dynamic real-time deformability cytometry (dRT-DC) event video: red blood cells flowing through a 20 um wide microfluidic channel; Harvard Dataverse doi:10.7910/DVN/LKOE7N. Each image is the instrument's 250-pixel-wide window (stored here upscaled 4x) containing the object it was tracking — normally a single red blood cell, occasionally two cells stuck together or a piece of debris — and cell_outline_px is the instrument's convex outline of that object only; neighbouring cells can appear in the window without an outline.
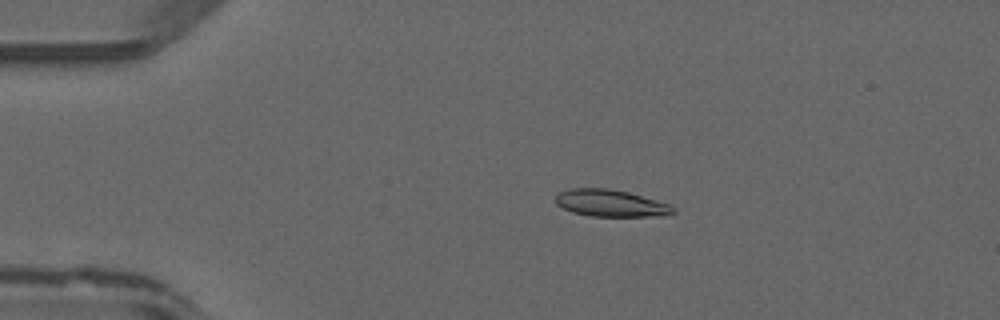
{"species": "common noctule bat (a hibernating species)", "species_latin": "Nyctalus noctula", "temperature_condition": "warm", "stored_images_in_passage": 46, "camera_frame_rate_fps": 3000, "um_per_image_px": 0.085, "animal": {"sex": "male", "forearm_length_mm": 52.5}, "frame": {"image": 1, "passage_image": 9, "time_ms": 2.667, "image_size_px": [1000, 320], "cell_outline_px": [[676, 212], [668, 216], [588, 216], [572, 212], [556, 204], [556, 196], [560, 192], [568, 188], [612, 188], [628, 192], [668, 204], [676, 208]], "centroid_in_image_um": [51.92, 17.27], "position_along_channel_um": 33.1, "area_um2": 18.55}}
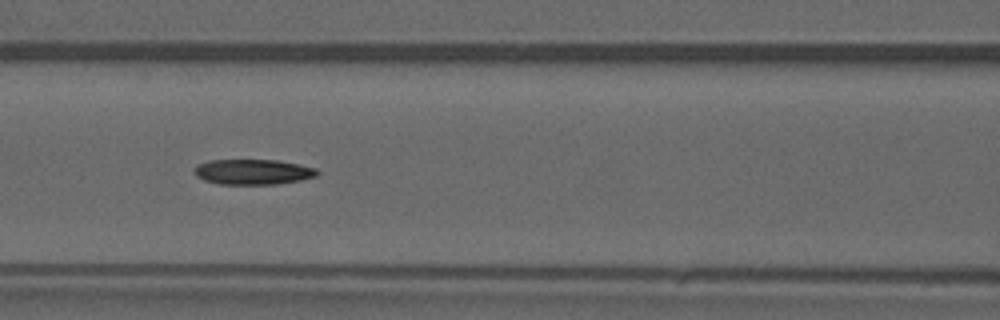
{"frame": {"image": 2, "passage_image": 20, "time_ms": 6.333, "image_size_px": [1000, 320], "cell_outline_px": [[320, 172], [316, 176], [300, 180], [276, 184], [220, 184], [204, 180], [196, 176], [192, 172], [192, 168], [196, 164], [208, 160], [276, 160], [300, 164], [316, 168]], "centroid_in_image_um": [21.46, 14.6], "position_along_channel_um": 145.1, "area_um2": 18.32}}
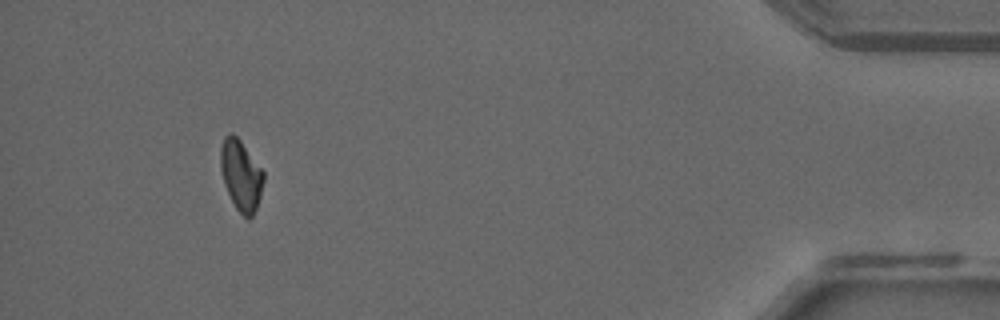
{"frame": {"image": 3, "passage_image": 43, "time_ms": 14.0, "image_size_px": [1000, 320], "cell_outline_px": [[264, 180], [260, 196], [256, 208], [252, 216], [248, 220], [236, 208], [224, 184], [220, 168], [220, 148], [224, 136], [232, 132], [240, 140], [264, 172]], "centroid_in_image_um": [20.47, 14.88], "position_along_channel_um": 414.7, "area_um2": 17.57}}